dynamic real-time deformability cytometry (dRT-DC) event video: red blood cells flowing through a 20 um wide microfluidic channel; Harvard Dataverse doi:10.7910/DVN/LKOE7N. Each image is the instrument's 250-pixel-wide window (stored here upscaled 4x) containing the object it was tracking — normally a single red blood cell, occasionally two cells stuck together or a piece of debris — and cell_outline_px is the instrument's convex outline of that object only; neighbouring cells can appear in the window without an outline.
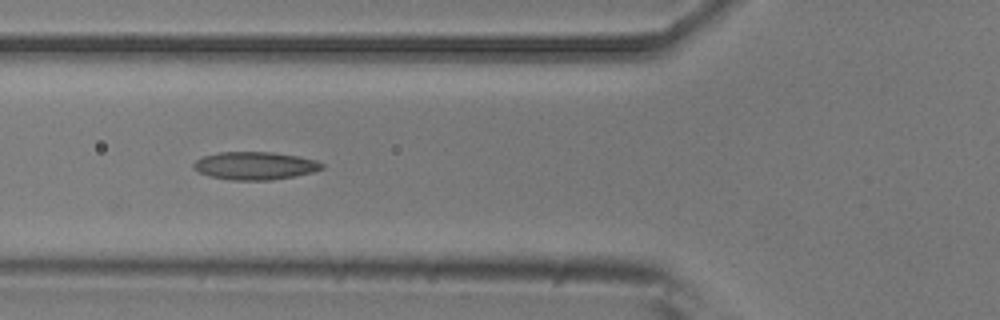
{"species": "common noctule bat (a hibernating species)", "species_latin": "Nyctalus noctula", "temperature_condition": "room temperature", "stored_images_in_passage": 7, "camera_frame_rate_fps": 3000, "um_per_image_px": 0.085, "animal": {"sex": "male", "body_mass_g": 20.5, "forearm_length_mm": 52.5}, "frame": {"image": 1, "passage_image": 4, "time_ms": 3.333, "image_size_px": [1000, 320], "cell_outline_px": [[324, 168], [312, 172], [272, 180], [232, 180], [212, 176], [200, 172], [192, 168], [192, 164], [196, 160], [204, 156], [220, 152], [272, 152], [296, 156], [316, 160], [324, 164]], "centroid_in_image_um": [21.67, 14.08], "position_along_channel_um": 104.1, "area_um2": 20.63}}
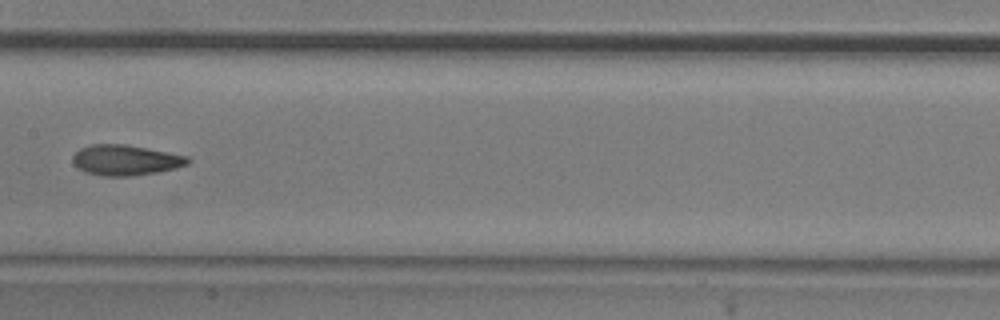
{"frame": {"image": 2, "passage_image": 6, "time_ms": 5.667, "image_size_px": [1000, 320], "cell_outline_px": [[192, 160], [188, 164], [176, 168], [156, 172], [132, 176], [104, 176], [84, 172], [72, 160], [72, 156], [80, 148], [92, 144], [124, 144], [188, 156]], "centroid_in_image_um": [10.68, 13.61], "position_along_channel_um": 196.7, "area_um2": 20.29}}
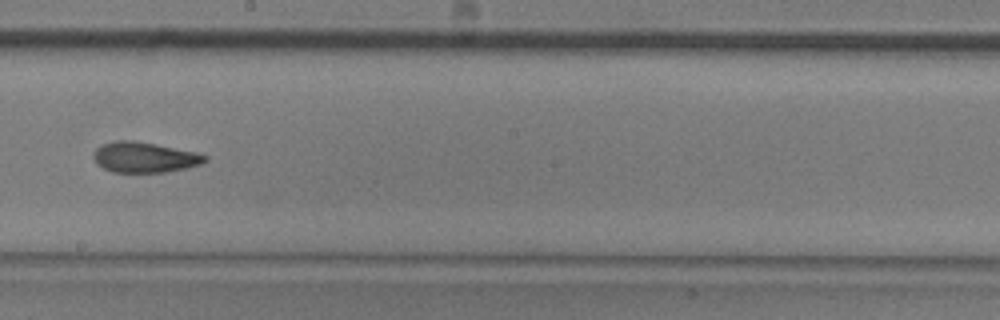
{"frame": {"image": 3, "passage_image": 7, "time_ms": 6.667, "image_size_px": [1000, 320], "cell_outline_px": [[208, 160], [200, 164], [184, 168], [164, 172], [112, 172], [96, 164], [92, 156], [96, 148], [104, 144], [116, 140], [132, 140], [156, 144], [196, 152], [208, 156]], "centroid_in_image_um": [12.26, 13.36], "position_along_channel_um": 235.9, "area_um2": 19.71}}